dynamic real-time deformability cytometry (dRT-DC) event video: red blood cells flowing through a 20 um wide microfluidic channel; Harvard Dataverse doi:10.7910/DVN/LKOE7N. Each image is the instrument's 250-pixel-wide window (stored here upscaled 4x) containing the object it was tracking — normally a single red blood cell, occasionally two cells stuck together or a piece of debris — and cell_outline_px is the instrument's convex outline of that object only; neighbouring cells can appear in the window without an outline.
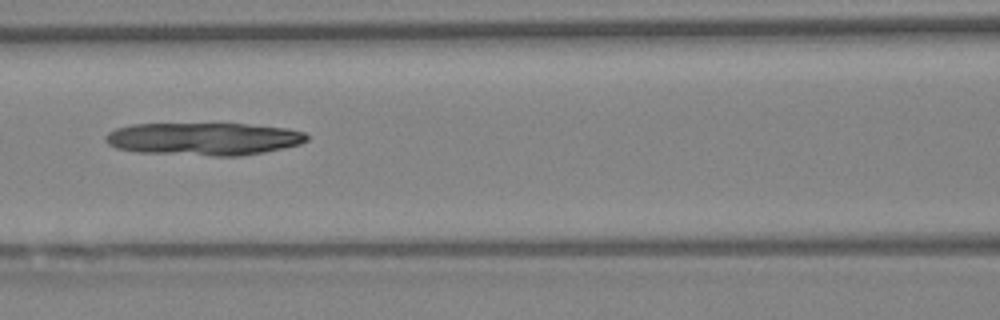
{"species": "Egyptian fruit bat (a non-hibernating species)", "species_latin": "Rousettus aegyptiacus", "temperature_condition": "warm", "stored_images_in_passage": 9, "camera_frame_rate_fps": 3000, "um_per_image_px": 0.085, "animal": {"sex": "female"}, "frame": {"image": 1, "passage_image": 6, "time_ms": 1.667, "image_size_px": [1000, 320], "cell_outline_px": [[308, 140], [300, 144], [284, 148], [264, 152], [240, 156], [212, 156], [136, 152], [116, 148], [108, 144], [104, 140], [104, 136], [108, 132], [116, 128], [132, 124], [248, 124], [288, 128], [304, 132], [308, 136]], "centroid_in_image_um": [17.31, 11.81], "position_along_channel_um": 149.3, "area_um2": 38.61}}